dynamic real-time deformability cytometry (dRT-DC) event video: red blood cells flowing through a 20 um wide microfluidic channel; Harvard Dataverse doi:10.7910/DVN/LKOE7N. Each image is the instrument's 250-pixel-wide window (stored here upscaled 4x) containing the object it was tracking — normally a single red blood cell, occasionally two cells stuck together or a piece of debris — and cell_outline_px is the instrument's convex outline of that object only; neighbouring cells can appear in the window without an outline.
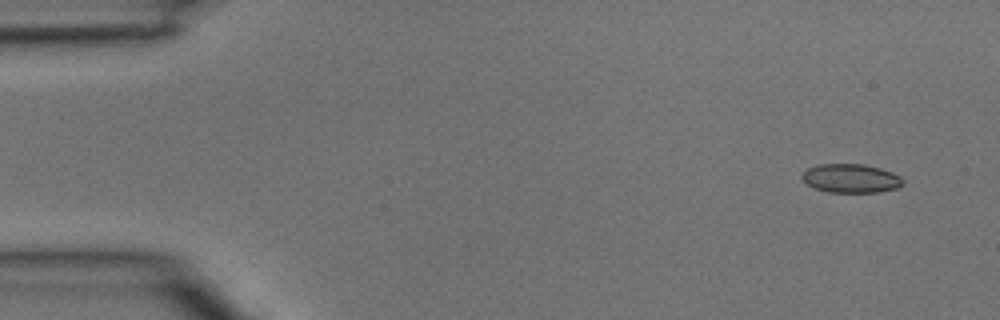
{"species": "common noctule bat (a hibernating species)", "species_latin": "Nyctalus noctula", "temperature_condition": "room temperature", "stored_images_in_passage": 4, "camera_frame_rate_fps": 3000, "um_per_image_px": 0.085, "animal": {"sex": "male", "body_mass_g": 15.6}, "frame": {"image": 1, "passage_image": 1, "time_ms": 0.0, "image_size_px": [1000, 320], "cell_outline_px": [[904, 184], [896, 188], [880, 192], [828, 192], [816, 188], [808, 184], [800, 176], [808, 168], [816, 164], [864, 164], [880, 168], [892, 172], [900, 176], [904, 180]], "centroid_in_image_um": [72.35, 15.15], "position_along_channel_um": 12.7, "area_um2": 16.94}}